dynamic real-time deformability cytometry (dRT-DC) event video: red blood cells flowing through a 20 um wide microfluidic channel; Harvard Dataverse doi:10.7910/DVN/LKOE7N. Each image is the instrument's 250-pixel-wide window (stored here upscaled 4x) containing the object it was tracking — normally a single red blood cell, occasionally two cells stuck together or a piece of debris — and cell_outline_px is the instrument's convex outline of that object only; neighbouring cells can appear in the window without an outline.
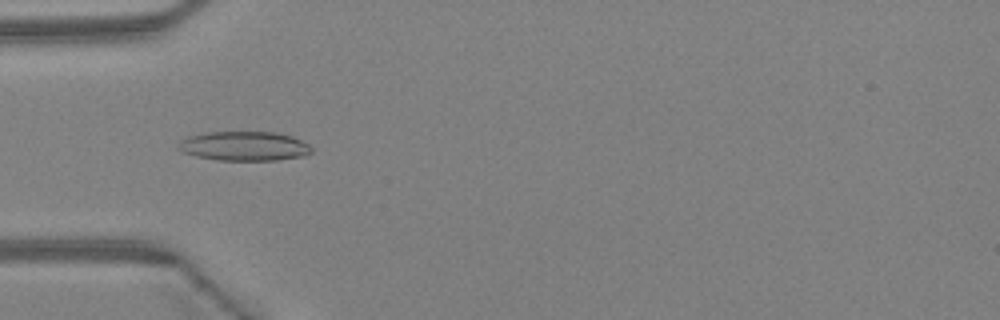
{"species": "Egyptian fruit bat (a non-hibernating species)", "species_latin": "Rousettus aegyptiacus", "temperature_condition": "warm", "stored_images_in_passage": 33, "camera_frame_rate_fps": 3000, "um_per_image_px": 0.085, "animal": {"sex": "female"}, "frame": {"image": 1, "passage_image": 2, "time_ms": 0.333, "image_size_px": [1000, 320], "cell_outline_px": [[312, 152], [304, 156], [276, 160], [216, 160], [196, 156], [180, 152], [176, 148], [180, 140], [188, 136], [208, 132], [276, 132], [292, 136], [308, 144], [312, 148]], "centroid_in_image_um": [20.73, 12.42], "position_along_channel_um": 64.3, "area_um2": 22.95}}
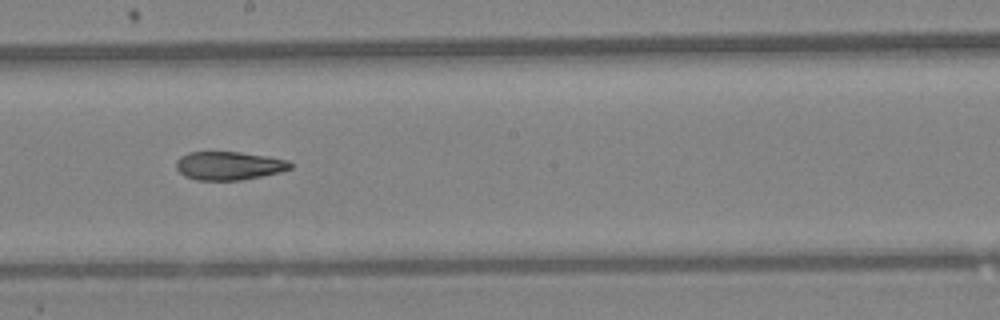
{"frame": {"image": 2, "passage_image": 13, "time_ms": 4.0, "image_size_px": [1000, 320], "cell_outline_px": [[292, 168], [280, 172], [240, 180], [196, 180], [184, 176], [176, 168], [176, 160], [180, 156], [188, 152], [240, 152], [268, 156], [288, 160], [292, 164]], "centroid_in_image_um": [19.44, 14.08], "position_along_channel_um": 228.8, "area_um2": 18.96}}
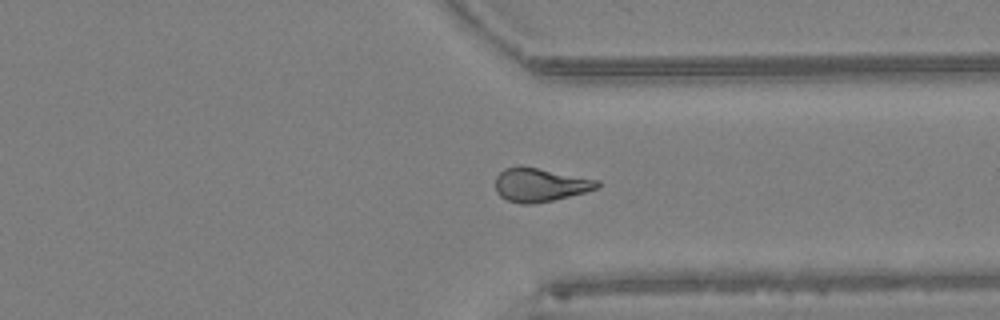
{"frame": {"image": 3, "passage_image": 22, "time_ms": 7.0, "image_size_px": [1000, 320], "cell_outline_px": [[600, 188], [552, 200], [532, 204], [520, 204], [508, 200], [500, 196], [496, 192], [496, 176], [504, 168], [520, 164], [600, 180]], "centroid_in_image_um": [45.9, 15.68], "position_along_channel_um": 365.5, "area_um2": 20.17}, "authors_computed_cell_mechanics": {"area_um2": 19.7098, "velocity_mm_per_s": 4.5518, "shape_relaxation_time_tau1_ms": null, "shape_relaxation_time_tau2_ms": 4.3848, "deformation_change_tau1": null, "deformation_change_tau2": 0.1325}}